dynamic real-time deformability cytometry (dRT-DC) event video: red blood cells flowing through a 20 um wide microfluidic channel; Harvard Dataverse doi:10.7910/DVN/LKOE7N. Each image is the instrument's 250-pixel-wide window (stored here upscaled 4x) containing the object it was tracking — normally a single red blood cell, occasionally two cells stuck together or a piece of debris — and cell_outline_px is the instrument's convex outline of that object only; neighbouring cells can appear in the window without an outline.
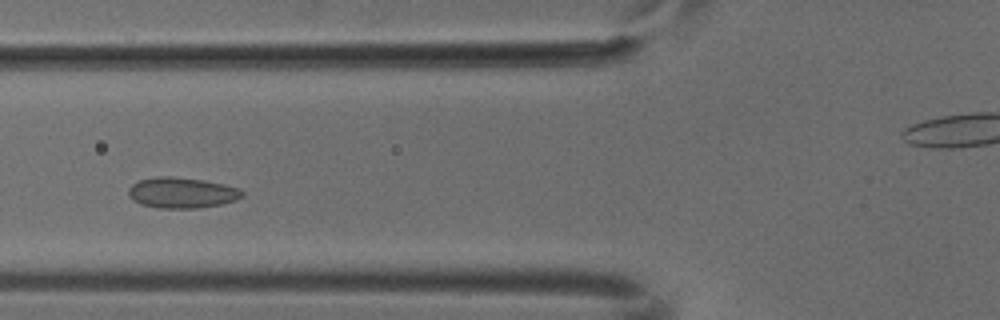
{"species": "common noctule bat (a hibernating species)", "species_latin": "Nyctalus noctula", "temperature_condition": "cold", "stored_images_in_passage": 4, "camera_frame_rate_fps": 3000, "um_per_image_px": 0.085, "animal": {"sex": "male", "body_mass_g": 18.8}, "frame": {"image": 1, "passage_image": 4, "time_ms": 1.0, "image_size_px": [1000, 320], "cell_outline_px": [[244, 196], [236, 200], [220, 204], [200, 208], [156, 208], [140, 204], [132, 200], [128, 196], [128, 188], [132, 184], [140, 180], [160, 176], [172, 176], [204, 180], [240, 188], [244, 192]], "centroid_in_image_um": [15.45, 16.39], "position_along_channel_um": 110.4, "area_um2": 20.52}}